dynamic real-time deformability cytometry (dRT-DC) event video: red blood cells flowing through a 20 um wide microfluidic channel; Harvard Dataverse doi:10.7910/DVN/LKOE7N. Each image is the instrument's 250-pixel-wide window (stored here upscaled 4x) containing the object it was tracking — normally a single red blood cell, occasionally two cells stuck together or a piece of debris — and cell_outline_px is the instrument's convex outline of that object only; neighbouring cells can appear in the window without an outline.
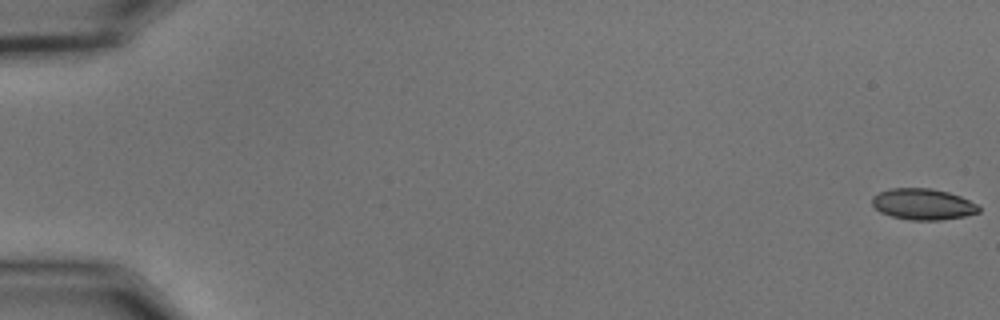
{"species": "common noctule bat (a hibernating species)", "species_latin": "Nyctalus noctula", "temperature_condition": "cold", "stored_images_in_passage": 56, "camera_frame_rate_fps": 3000, "um_per_image_px": 0.085, "animal": {"sex": "male", "body_mass_g": 15.6}, "frame": {"image": 1, "passage_image": 1, "time_ms": 0.0, "image_size_px": [1000, 320], "cell_outline_px": [[980, 212], [964, 216], [940, 220], [908, 220], [892, 216], [880, 212], [872, 204], [872, 196], [888, 188], [932, 188], [948, 192], [960, 196], [976, 204], [980, 208]], "centroid_in_image_um": [78.43, 17.35], "position_along_channel_um": 6.6, "area_um2": 19.36}}
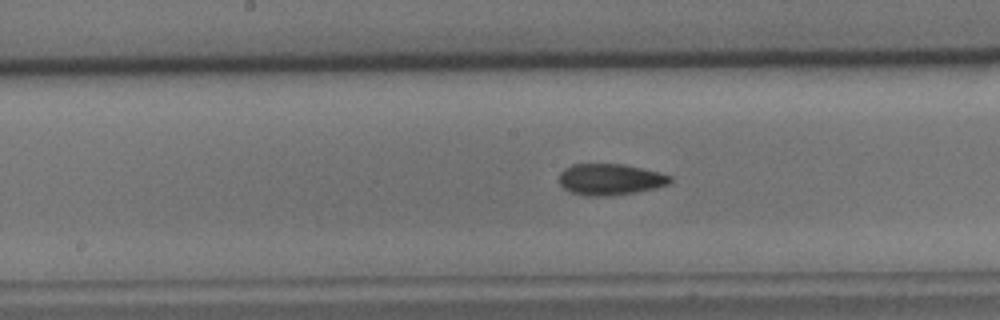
{"frame": {"image": 2, "passage_image": 30, "time_ms": 9.667, "image_size_px": [1000, 320], "cell_outline_px": [[672, 180], [668, 184], [636, 192], [604, 196], [584, 196], [572, 192], [564, 188], [560, 184], [560, 172], [564, 168], [572, 164], [620, 164], [640, 168], [672, 176]], "centroid_in_image_um": [51.82, 15.25], "position_along_channel_um": 196.4, "area_um2": 19.94}}
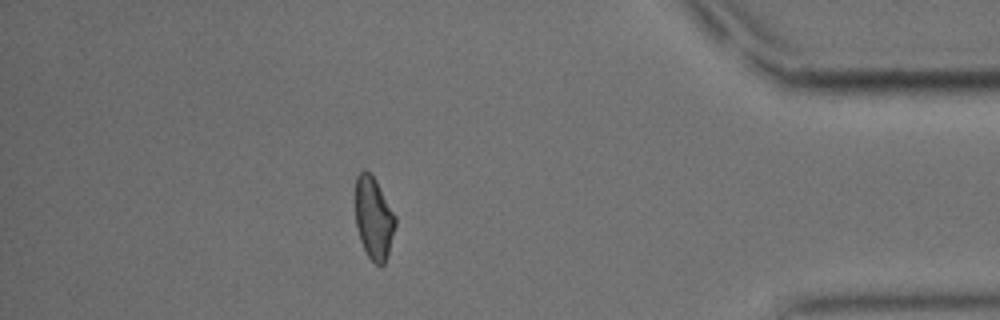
{"frame": {"image": 3, "passage_image": 50, "time_ms": 16.333, "image_size_px": [1000, 320], "cell_outline_px": [[396, 224], [388, 256], [384, 264], [376, 264], [368, 256], [360, 240], [356, 228], [356, 176], [364, 168], [376, 180], [396, 216]], "centroid_in_image_um": [31.77, 18.54], "position_along_channel_um": 403.4, "area_um2": 19.13}, "authors_computed_cell_mechanics": {"area_um2": 19.941, "velocity_mm_per_s": 3.6533, "shape_relaxation_time_tau1_ms": 7.028, "shape_relaxation_time_tau2_ms": 2.5002, "deformation_change_tau1": 0.1533, "deformation_change_tau2": 0.0801}}